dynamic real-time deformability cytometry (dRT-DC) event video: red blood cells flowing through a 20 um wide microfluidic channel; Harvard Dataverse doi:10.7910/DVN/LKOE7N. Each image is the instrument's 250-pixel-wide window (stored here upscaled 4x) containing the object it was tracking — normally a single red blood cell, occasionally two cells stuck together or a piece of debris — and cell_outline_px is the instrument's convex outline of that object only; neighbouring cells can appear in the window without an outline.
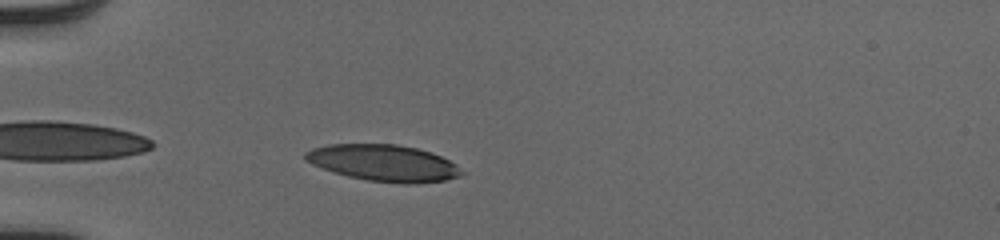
{"species": "human", "species_latin": "Homo sapiens", "temperature_condition": "cold", "stored_images_in_passage": 38, "camera_frame_rate_fps": 3000, "um_per_image_px": 0.085, "donor": {"sex": "male"}, "frame": {"image": 1, "passage_image": 2, "time_ms": 0.333, "image_size_px": [1000, 240], "cell_outline_px": [[464, 172], [460, 176], [444, 180], [416, 184], [404, 184], [368, 180], [348, 176], [312, 164], [304, 160], [304, 152], [312, 148], [328, 144], [396, 144], [416, 148], [432, 152], [456, 164]], "centroid_in_image_um": [32.61, 13.85], "position_along_channel_um": 52.4, "area_um2": 33.18}}
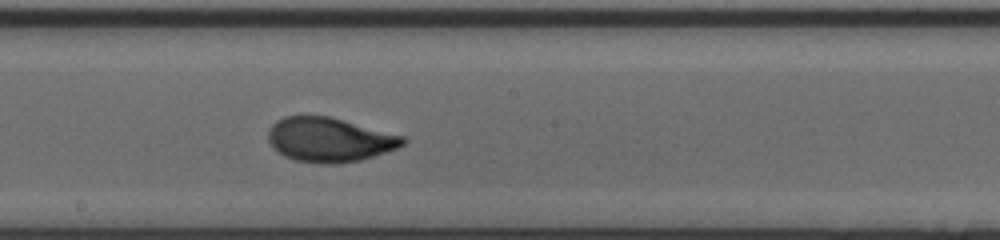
{"frame": {"image": 2, "passage_image": 16, "time_ms": 5.0, "image_size_px": [1000, 240], "cell_outline_px": [[408, 140], [404, 144], [396, 148], [360, 160], [336, 164], [324, 164], [296, 160], [284, 156], [268, 140], [268, 132], [272, 124], [276, 120], [284, 116], [328, 116], [404, 136]], "centroid_in_image_um": [28.0, 11.87], "position_along_channel_um": 220.2, "area_um2": 34.39}}
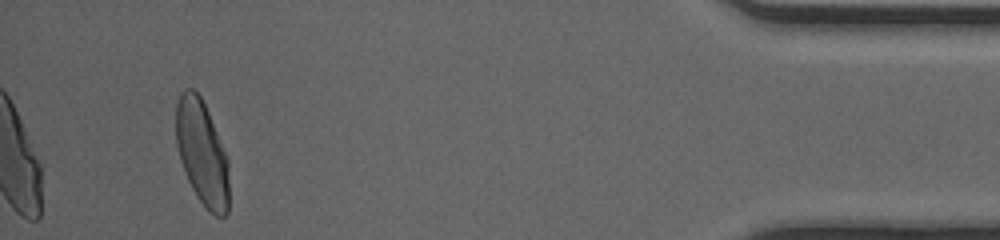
{"frame": {"image": 3, "passage_image": 35, "time_ms": 11.333, "image_size_px": [1000, 240], "cell_outline_px": [[228, 212], [224, 216], [216, 216], [208, 212], [196, 196], [188, 180], [180, 160], [176, 144], [176, 104], [180, 92], [184, 88], [192, 88], [200, 96], [208, 112], [228, 160]], "centroid_in_image_um": [17.15, 13.0], "position_along_channel_um": 418.0, "area_um2": 32.31}, "authors_computed_cell_mechanics": {"area_um2": 33.235, "velocity_mm_per_s": 4.0624, "shape_relaxation_time_tau1_ms": 4.1006, "shape_relaxation_time_tau2_ms": null, "deformation_change_tau1": 0.2031, "deformation_change_tau2": null}}